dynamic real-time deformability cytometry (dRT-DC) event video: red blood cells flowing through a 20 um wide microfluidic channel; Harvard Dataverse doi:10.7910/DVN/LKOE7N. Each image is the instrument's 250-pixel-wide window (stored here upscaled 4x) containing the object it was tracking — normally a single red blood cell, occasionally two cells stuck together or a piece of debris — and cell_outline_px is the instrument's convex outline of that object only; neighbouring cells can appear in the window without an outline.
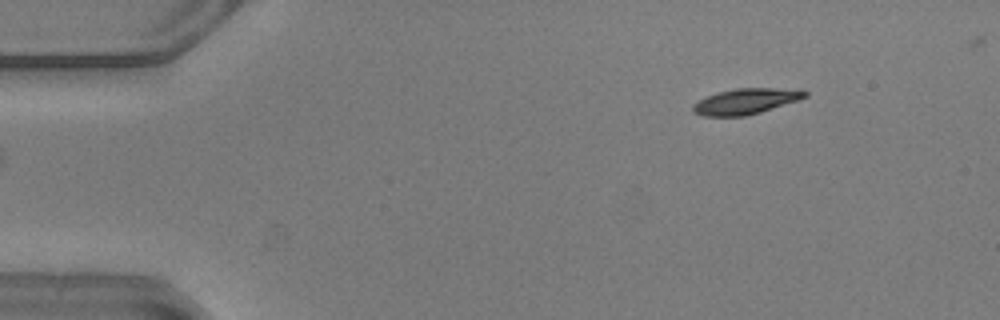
{"species": "common noctule bat (a hibernating species)", "species_latin": "Nyctalus noctula", "temperature_condition": "warm", "stored_images_in_passage": 40, "camera_frame_rate_fps": 3000, "um_per_image_px": 0.085, "animal": {"sex": "male", "body_mass_g": 20.5, "forearm_length_mm": 52.5}, "frame": {"image": 1, "passage_image": 1, "time_ms": 0.0, "image_size_px": [1000, 320], "cell_outline_px": [[808, 96], [800, 100], [760, 112], [744, 116], [704, 116], [692, 112], [692, 104], [716, 92], [736, 88], [800, 88], [808, 92]], "centroid_in_image_um": [63.45, 8.6], "position_along_channel_um": 21.6, "area_um2": 16.99}}
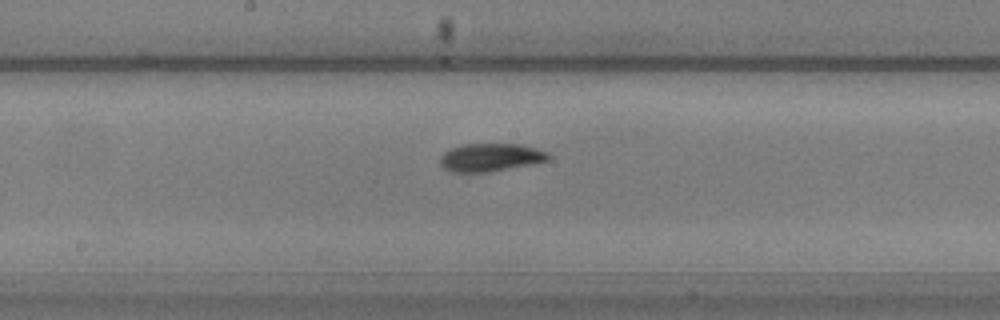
{"frame": {"image": 2, "passage_image": 22, "time_ms": 7.0, "image_size_px": [1000, 320], "cell_outline_px": [[552, 156], [548, 160], [532, 164], [488, 172], [452, 172], [444, 168], [440, 164], [440, 156], [444, 152], [460, 144], [520, 144], [548, 152]], "centroid_in_image_um": [41.69, 13.38], "position_along_channel_um": 206.5, "area_um2": 17.69}}
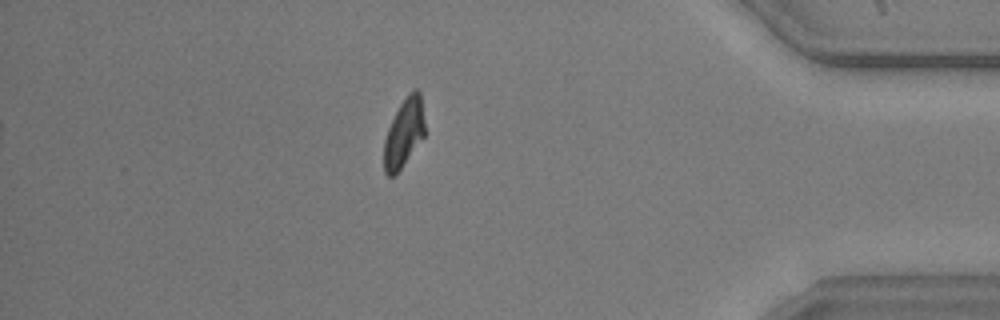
{"frame": {"image": 3, "passage_image": 40, "time_ms": 13.0, "image_size_px": [1000, 320], "cell_outline_px": [[424, 136], [396, 176], [388, 176], [384, 172], [384, 140], [388, 128], [400, 104], [408, 92], [416, 88], [420, 92], [424, 120]], "centroid_in_image_um": [34.33, 11.32], "position_along_channel_um": 400.9, "area_um2": 16.3}, "authors_computed_cell_mechanics": {"area_um2": 17.2244, "velocity_mm_per_s": 3.8532, "shape_relaxation_time_tau1_ms": 1.9665, "shape_relaxation_time_tau2_ms": 3.2001, "deformation_change_tau1": 0.1653, "deformation_change_tau2": 0.0911}}